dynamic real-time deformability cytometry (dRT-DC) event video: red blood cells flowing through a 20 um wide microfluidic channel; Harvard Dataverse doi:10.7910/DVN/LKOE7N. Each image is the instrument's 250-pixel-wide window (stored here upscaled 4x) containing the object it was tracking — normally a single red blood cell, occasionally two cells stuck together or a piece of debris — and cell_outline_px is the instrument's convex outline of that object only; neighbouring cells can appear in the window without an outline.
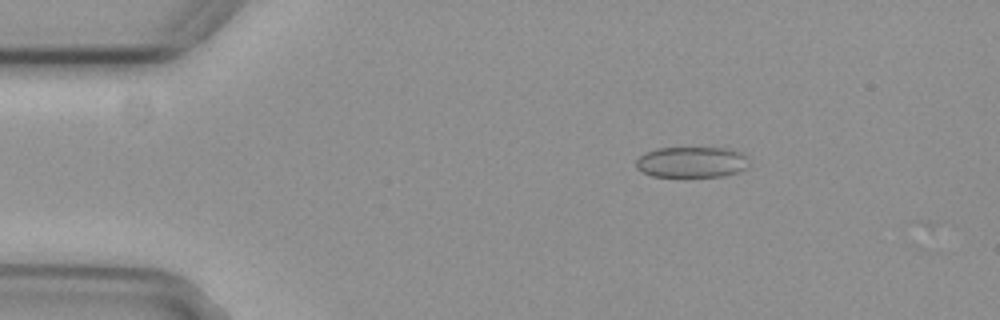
{"species": "common noctule bat (a hibernating species)", "species_latin": "Nyctalus noctula", "temperature_condition": "cold", "stored_images_in_passage": 5, "camera_frame_rate_fps": 3000, "um_per_image_px": 0.085, "animal": {"sex": "female", "body_mass_g": 29.2, "forearm_length_mm": 56.3}, "frame": {"image": 1, "passage_image": 3, "time_ms": 0.667, "image_size_px": [1000, 320], "cell_outline_px": [[752, 164], [748, 168], [740, 172], [724, 176], [652, 176], [636, 168], [636, 160], [644, 152], [656, 148], [728, 148], [744, 152], [748, 156]], "centroid_in_image_um": [58.89, 13.77], "position_along_channel_um": 26.1, "area_um2": 20.75}}